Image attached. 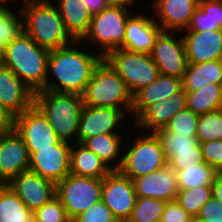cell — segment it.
Here are the masks:
<instances>
[{"instance_id":"1","label":"cell","mask_w":222,"mask_h":222,"mask_svg":"<svg viewBox=\"0 0 222 222\" xmlns=\"http://www.w3.org/2000/svg\"><path fill=\"white\" fill-rule=\"evenodd\" d=\"M83 45L85 46V43L82 41H73L65 47L50 51L47 61L45 90L77 93L79 95L84 92L95 67L103 57L96 51L93 52L92 49H83L86 48ZM51 74L55 77L54 81L51 79Z\"/></svg>"},{"instance_id":"2","label":"cell","mask_w":222,"mask_h":222,"mask_svg":"<svg viewBox=\"0 0 222 222\" xmlns=\"http://www.w3.org/2000/svg\"><path fill=\"white\" fill-rule=\"evenodd\" d=\"M20 10L24 33L49 51L65 47L74 40L65 30L53 0H24Z\"/></svg>"},{"instance_id":"3","label":"cell","mask_w":222,"mask_h":222,"mask_svg":"<svg viewBox=\"0 0 222 222\" xmlns=\"http://www.w3.org/2000/svg\"><path fill=\"white\" fill-rule=\"evenodd\" d=\"M49 53L23 32L4 49L0 62L33 92L45 91Z\"/></svg>"},{"instance_id":"4","label":"cell","mask_w":222,"mask_h":222,"mask_svg":"<svg viewBox=\"0 0 222 222\" xmlns=\"http://www.w3.org/2000/svg\"><path fill=\"white\" fill-rule=\"evenodd\" d=\"M34 105L46 117L58 138L68 143L77 142L80 114L84 103L81 95L56 91H38Z\"/></svg>"},{"instance_id":"5","label":"cell","mask_w":222,"mask_h":222,"mask_svg":"<svg viewBox=\"0 0 222 222\" xmlns=\"http://www.w3.org/2000/svg\"><path fill=\"white\" fill-rule=\"evenodd\" d=\"M81 97L86 106L117 108L127 116L131 115L133 95L125 81L104 58L95 67Z\"/></svg>"},{"instance_id":"6","label":"cell","mask_w":222,"mask_h":222,"mask_svg":"<svg viewBox=\"0 0 222 222\" xmlns=\"http://www.w3.org/2000/svg\"><path fill=\"white\" fill-rule=\"evenodd\" d=\"M133 13L131 8L108 6L92 15L89 30L81 41L91 45V48L95 44L98 47L96 52L104 58L123 45L126 23Z\"/></svg>"},{"instance_id":"7","label":"cell","mask_w":222,"mask_h":222,"mask_svg":"<svg viewBox=\"0 0 222 222\" xmlns=\"http://www.w3.org/2000/svg\"><path fill=\"white\" fill-rule=\"evenodd\" d=\"M135 132L139 135L134 139L132 137H130L132 140L125 139L130 144L123 146V160L119 168V171L131 180L160 170L167 165L164 150L157 136L154 133H141L139 130Z\"/></svg>"},{"instance_id":"8","label":"cell","mask_w":222,"mask_h":222,"mask_svg":"<svg viewBox=\"0 0 222 222\" xmlns=\"http://www.w3.org/2000/svg\"><path fill=\"white\" fill-rule=\"evenodd\" d=\"M104 59L125 81L132 95L149 85L160 74L158 66L148 53L118 48L110 51Z\"/></svg>"},{"instance_id":"9","label":"cell","mask_w":222,"mask_h":222,"mask_svg":"<svg viewBox=\"0 0 222 222\" xmlns=\"http://www.w3.org/2000/svg\"><path fill=\"white\" fill-rule=\"evenodd\" d=\"M102 178L69 173L56 184V197L71 221L101 200Z\"/></svg>"},{"instance_id":"10","label":"cell","mask_w":222,"mask_h":222,"mask_svg":"<svg viewBox=\"0 0 222 222\" xmlns=\"http://www.w3.org/2000/svg\"><path fill=\"white\" fill-rule=\"evenodd\" d=\"M177 33L162 31L149 54L160 74L183 78L188 61L182 34Z\"/></svg>"},{"instance_id":"11","label":"cell","mask_w":222,"mask_h":222,"mask_svg":"<svg viewBox=\"0 0 222 222\" xmlns=\"http://www.w3.org/2000/svg\"><path fill=\"white\" fill-rule=\"evenodd\" d=\"M71 143L60 140L51 148L28 149L29 171L55 184L70 173Z\"/></svg>"},{"instance_id":"12","label":"cell","mask_w":222,"mask_h":222,"mask_svg":"<svg viewBox=\"0 0 222 222\" xmlns=\"http://www.w3.org/2000/svg\"><path fill=\"white\" fill-rule=\"evenodd\" d=\"M126 115L123 110L117 108L84 105L80 114L77 142L82 143L85 139L100 134H123L125 131L122 129L127 126L124 124L128 119Z\"/></svg>"},{"instance_id":"13","label":"cell","mask_w":222,"mask_h":222,"mask_svg":"<svg viewBox=\"0 0 222 222\" xmlns=\"http://www.w3.org/2000/svg\"><path fill=\"white\" fill-rule=\"evenodd\" d=\"M136 199L133 180L119 170H111L102 178L101 200L112 211L115 218L128 220Z\"/></svg>"},{"instance_id":"14","label":"cell","mask_w":222,"mask_h":222,"mask_svg":"<svg viewBox=\"0 0 222 222\" xmlns=\"http://www.w3.org/2000/svg\"><path fill=\"white\" fill-rule=\"evenodd\" d=\"M14 129L22 137L27 149L51 148L60 141L35 105L15 117Z\"/></svg>"},{"instance_id":"15","label":"cell","mask_w":222,"mask_h":222,"mask_svg":"<svg viewBox=\"0 0 222 222\" xmlns=\"http://www.w3.org/2000/svg\"><path fill=\"white\" fill-rule=\"evenodd\" d=\"M187 108V93L182 88L164 101L154 102L147 106L131 123L132 130L154 133L165 128L170 119ZM135 128V129H134Z\"/></svg>"},{"instance_id":"16","label":"cell","mask_w":222,"mask_h":222,"mask_svg":"<svg viewBox=\"0 0 222 222\" xmlns=\"http://www.w3.org/2000/svg\"><path fill=\"white\" fill-rule=\"evenodd\" d=\"M30 155L22 137L12 130L0 135V180L11 179L29 171Z\"/></svg>"},{"instance_id":"17","label":"cell","mask_w":222,"mask_h":222,"mask_svg":"<svg viewBox=\"0 0 222 222\" xmlns=\"http://www.w3.org/2000/svg\"><path fill=\"white\" fill-rule=\"evenodd\" d=\"M7 185L32 212L56 197V184L30 171L14 177Z\"/></svg>"},{"instance_id":"18","label":"cell","mask_w":222,"mask_h":222,"mask_svg":"<svg viewBox=\"0 0 222 222\" xmlns=\"http://www.w3.org/2000/svg\"><path fill=\"white\" fill-rule=\"evenodd\" d=\"M149 8L155 13L153 19L162 31L181 32L185 30L198 7V0H152Z\"/></svg>"},{"instance_id":"19","label":"cell","mask_w":222,"mask_h":222,"mask_svg":"<svg viewBox=\"0 0 222 222\" xmlns=\"http://www.w3.org/2000/svg\"><path fill=\"white\" fill-rule=\"evenodd\" d=\"M143 12L138 13L137 11L128 18L124 43L120 48L131 52L148 54L151 52L156 38L162 32V28L156 23L152 15Z\"/></svg>"},{"instance_id":"20","label":"cell","mask_w":222,"mask_h":222,"mask_svg":"<svg viewBox=\"0 0 222 222\" xmlns=\"http://www.w3.org/2000/svg\"><path fill=\"white\" fill-rule=\"evenodd\" d=\"M182 32L188 63L222 60V29Z\"/></svg>"},{"instance_id":"21","label":"cell","mask_w":222,"mask_h":222,"mask_svg":"<svg viewBox=\"0 0 222 222\" xmlns=\"http://www.w3.org/2000/svg\"><path fill=\"white\" fill-rule=\"evenodd\" d=\"M34 95L35 92L0 62V105L16 117L34 105Z\"/></svg>"},{"instance_id":"22","label":"cell","mask_w":222,"mask_h":222,"mask_svg":"<svg viewBox=\"0 0 222 222\" xmlns=\"http://www.w3.org/2000/svg\"><path fill=\"white\" fill-rule=\"evenodd\" d=\"M137 197H150L164 201L177 198L178 183L175 171L167 164L164 168L133 179Z\"/></svg>"},{"instance_id":"23","label":"cell","mask_w":222,"mask_h":222,"mask_svg":"<svg viewBox=\"0 0 222 222\" xmlns=\"http://www.w3.org/2000/svg\"><path fill=\"white\" fill-rule=\"evenodd\" d=\"M182 89V78L159 74L149 85L133 95V105L129 120L132 121L150 104L164 101Z\"/></svg>"},{"instance_id":"24","label":"cell","mask_w":222,"mask_h":222,"mask_svg":"<svg viewBox=\"0 0 222 222\" xmlns=\"http://www.w3.org/2000/svg\"><path fill=\"white\" fill-rule=\"evenodd\" d=\"M55 2L65 30L74 41H81L89 30L92 18L87 7L80 0H55Z\"/></svg>"},{"instance_id":"25","label":"cell","mask_w":222,"mask_h":222,"mask_svg":"<svg viewBox=\"0 0 222 222\" xmlns=\"http://www.w3.org/2000/svg\"><path fill=\"white\" fill-rule=\"evenodd\" d=\"M125 134L128 133L100 134L85 139L82 144L101 158L110 170H119L123 160Z\"/></svg>"},{"instance_id":"26","label":"cell","mask_w":222,"mask_h":222,"mask_svg":"<svg viewBox=\"0 0 222 222\" xmlns=\"http://www.w3.org/2000/svg\"><path fill=\"white\" fill-rule=\"evenodd\" d=\"M111 170L94 152L81 142L71 144L70 173L76 176L103 178Z\"/></svg>"},{"instance_id":"27","label":"cell","mask_w":222,"mask_h":222,"mask_svg":"<svg viewBox=\"0 0 222 222\" xmlns=\"http://www.w3.org/2000/svg\"><path fill=\"white\" fill-rule=\"evenodd\" d=\"M207 83L222 84V60L188 63L182 78V88L186 92H192Z\"/></svg>"},{"instance_id":"28","label":"cell","mask_w":222,"mask_h":222,"mask_svg":"<svg viewBox=\"0 0 222 222\" xmlns=\"http://www.w3.org/2000/svg\"><path fill=\"white\" fill-rule=\"evenodd\" d=\"M222 29V0H203L184 31H209Z\"/></svg>"},{"instance_id":"29","label":"cell","mask_w":222,"mask_h":222,"mask_svg":"<svg viewBox=\"0 0 222 222\" xmlns=\"http://www.w3.org/2000/svg\"><path fill=\"white\" fill-rule=\"evenodd\" d=\"M187 93V108L200 115L222 108V84L207 83L197 91Z\"/></svg>"},{"instance_id":"30","label":"cell","mask_w":222,"mask_h":222,"mask_svg":"<svg viewBox=\"0 0 222 222\" xmlns=\"http://www.w3.org/2000/svg\"><path fill=\"white\" fill-rule=\"evenodd\" d=\"M0 222H35L34 213L7 184L0 186Z\"/></svg>"},{"instance_id":"31","label":"cell","mask_w":222,"mask_h":222,"mask_svg":"<svg viewBox=\"0 0 222 222\" xmlns=\"http://www.w3.org/2000/svg\"><path fill=\"white\" fill-rule=\"evenodd\" d=\"M174 171L177 177L178 190L212 185L215 177L219 174V172L206 162H201L195 166L183 167V170Z\"/></svg>"},{"instance_id":"32","label":"cell","mask_w":222,"mask_h":222,"mask_svg":"<svg viewBox=\"0 0 222 222\" xmlns=\"http://www.w3.org/2000/svg\"><path fill=\"white\" fill-rule=\"evenodd\" d=\"M7 4L0 10V55L4 49L23 32V18L20 6L16 10ZM14 10V11H13Z\"/></svg>"},{"instance_id":"33","label":"cell","mask_w":222,"mask_h":222,"mask_svg":"<svg viewBox=\"0 0 222 222\" xmlns=\"http://www.w3.org/2000/svg\"><path fill=\"white\" fill-rule=\"evenodd\" d=\"M212 197L211 185L179 190L176 201L193 218H196L202 206Z\"/></svg>"},{"instance_id":"34","label":"cell","mask_w":222,"mask_h":222,"mask_svg":"<svg viewBox=\"0 0 222 222\" xmlns=\"http://www.w3.org/2000/svg\"><path fill=\"white\" fill-rule=\"evenodd\" d=\"M166 201L148 197H137L128 222H160Z\"/></svg>"},{"instance_id":"35","label":"cell","mask_w":222,"mask_h":222,"mask_svg":"<svg viewBox=\"0 0 222 222\" xmlns=\"http://www.w3.org/2000/svg\"><path fill=\"white\" fill-rule=\"evenodd\" d=\"M196 137L199 143L222 140V108L199 115Z\"/></svg>"},{"instance_id":"36","label":"cell","mask_w":222,"mask_h":222,"mask_svg":"<svg viewBox=\"0 0 222 222\" xmlns=\"http://www.w3.org/2000/svg\"><path fill=\"white\" fill-rule=\"evenodd\" d=\"M164 150L166 160L173 155V150L201 148L196 136H185L161 128L154 132Z\"/></svg>"},{"instance_id":"37","label":"cell","mask_w":222,"mask_h":222,"mask_svg":"<svg viewBox=\"0 0 222 222\" xmlns=\"http://www.w3.org/2000/svg\"><path fill=\"white\" fill-rule=\"evenodd\" d=\"M199 115L188 108L176 113L165 129L185 136H196Z\"/></svg>"},{"instance_id":"38","label":"cell","mask_w":222,"mask_h":222,"mask_svg":"<svg viewBox=\"0 0 222 222\" xmlns=\"http://www.w3.org/2000/svg\"><path fill=\"white\" fill-rule=\"evenodd\" d=\"M33 213L35 222H72L57 197L37 208Z\"/></svg>"},{"instance_id":"39","label":"cell","mask_w":222,"mask_h":222,"mask_svg":"<svg viewBox=\"0 0 222 222\" xmlns=\"http://www.w3.org/2000/svg\"><path fill=\"white\" fill-rule=\"evenodd\" d=\"M201 162H204L201 148L173 150V155L167 160L173 170H183V167L199 165Z\"/></svg>"},{"instance_id":"40","label":"cell","mask_w":222,"mask_h":222,"mask_svg":"<svg viewBox=\"0 0 222 222\" xmlns=\"http://www.w3.org/2000/svg\"><path fill=\"white\" fill-rule=\"evenodd\" d=\"M114 218L112 211L100 200L77 216L72 222H108Z\"/></svg>"},{"instance_id":"41","label":"cell","mask_w":222,"mask_h":222,"mask_svg":"<svg viewBox=\"0 0 222 222\" xmlns=\"http://www.w3.org/2000/svg\"><path fill=\"white\" fill-rule=\"evenodd\" d=\"M203 159L217 172L222 173V140H212L200 143Z\"/></svg>"},{"instance_id":"42","label":"cell","mask_w":222,"mask_h":222,"mask_svg":"<svg viewBox=\"0 0 222 222\" xmlns=\"http://www.w3.org/2000/svg\"><path fill=\"white\" fill-rule=\"evenodd\" d=\"M192 218L193 217L174 200L165 203L160 222H187Z\"/></svg>"},{"instance_id":"43","label":"cell","mask_w":222,"mask_h":222,"mask_svg":"<svg viewBox=\"0 0 222 222\" xmlns=\"http://www.w3.org/2000/svg\"><path fill=\"white\" fill-rule=\"evenodd\" d=\"M195 219L222 222V204L211 197L200 209Z\"/></svg>"},{"instance_id":"44","label":"cell","mask_w":222,"mask_h":222,"mask_svg":"<svg viewBox=\"0 0 222 222\" xmlns=\"http://www.w3.org/2000/svg\"><path fill=\"white\" fill-rule=\"evenodd\" d=\"M15 116L0 105V135L14 130Z\"/></svg>"},{"instance_id":"45","label":"cell","mask_w":222,"mask_h":222,"mask_svg":"<svg viewBox=\"0 0 222 222\" xmlns=\"http://www.w3.org/2000/svg\"><path fill=\"white\" fill-rule=\"evenodd\" d=\"M87 7L91 15L98 14L109 6L107 0H80Z\"/></svg>"},{"instance_id":"46","label":"cell","mask_w":222,"mask_h":222,"mask_svg":"<svg viewBox=\"0 0 222 222\" xmlns=\"http://www.w3.org/2000/svg\"><path fill=\"white\" fill-rule=\"evenodd\" d=\"M212 197L222 204V173H219L212 185Z\"/></svg>"},{"instance_id":"47","label":"cell","mask_w":222,"mask_h":222,"mask_svg":"<svg viewBox=\"0 0 222 222\" xmlns=\"http://www.w3.org/2000/svg\"><path fill=\"white\" fill-rule=\"evenodd\" d=\"M137 1H142V0H107L109 6H121L124 8H134V6L138 5Z\"/></svg>"},{"instance_id":"48","label":"cell","mask_w":222,"mask_h":222,"mask_svg":"<svg viewBox=\"0 0 222 222\" xmlns=\"http://www.w3.org/2000/svg\"><path fill=\"white\" fill-rule=\"evenodd\" d=\"M108 222H128L127 220H124V219H120V218H114Z\"/></svg>"},{"instance_id":"49","label":"cell","mask_w":222,"mask_h":222,"mask_svg":"<svg viewBox=\"0 0 222 222\" xmlns=\"http://www.w3.org/2000/svg\"><path fill=\"white\" fill-rule=\"evenodd\" d=\"M8 3L5 0H0V10L6 6Z\"/></svg>"},{"instance_id":"50","label":"cell","mask_w":222,"mask_h":222,"mask_svg":"<svg viewBox=\"0 0 222 222\" xmlns=\"http://www.w3.org/2000/svg\"><path fill=\"white\" fill-rule=\"evenodd\" d=\"M5 1H6L7 3H11V2H13V5L15 6V5H16L15 2L18 1V0H15V1H14V0H5ZM14 3H15V4H14Z\"/></svg>"},{"instance_id":"51","label":"cell","mask_w":222,"mask_h":222,"mask_svg":"<svg viewBox=\"0 0 222 222\" xmlns=\"http://www.w3.org/2000/svg\"><path fill=\"white\" fill-rule=\"evenodd\" d=\"M195 222H211V221L195 219Z\"/></svg>"},{"instance_id":"52","label":"cell","mask_w":222,"mask_h":222,"mask_svg":"<svg viewBox=\"0 0 222 222\" xmlns=\"http://www.w3.org/2000/svg\"><path fill=\"white\" fill-rule=\"evenodd\" d=\"M187 222H195V218H192L190 221Z\"/></svg>"}]
</instances>
